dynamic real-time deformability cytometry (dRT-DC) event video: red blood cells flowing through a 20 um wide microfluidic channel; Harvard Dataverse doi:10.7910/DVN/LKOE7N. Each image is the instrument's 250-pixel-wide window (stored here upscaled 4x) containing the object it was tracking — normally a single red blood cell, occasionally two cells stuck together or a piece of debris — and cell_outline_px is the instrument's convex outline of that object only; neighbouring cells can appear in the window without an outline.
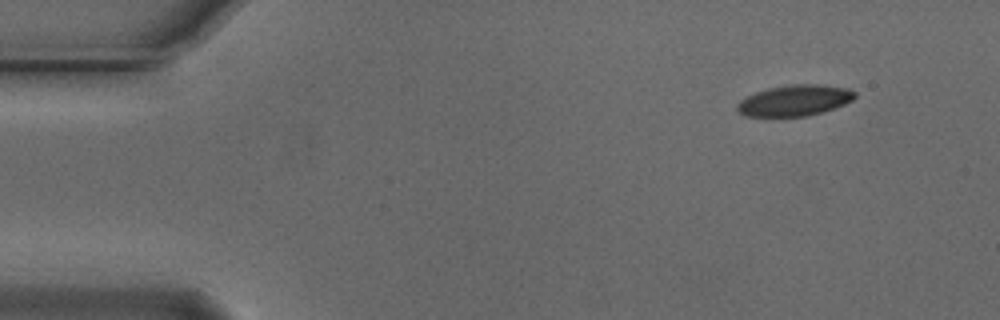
{"species": "Egyptian fruit bat (a non-hibernating species)", "species_latin": "Rousettus aegyptiacus", "temperature_condition": "cold", "stored_images_in_passage": 7, "camera_frame_rate_fps": 3000, "um_per_image_px": 0.085, "animal": {"sex": "male"}, "frame": {"image": 1, "passage_image": 1, "time_ms": 0.0, "image_size_px": [1000, 320], "cell_outline_px": [[856, 96], [852, 100], [844, 104], [824, 112], [808, 116], [744, 116], [736, 112], [736, 104], [740, 100], [756, 92], [768, 88], [792, 84], [820, 84], [848, 88], [856, 92]], "centroid_in_image_um": [67.54, 8.54], "position_along_channel_um": 17.5, "area_um2": 21.39}}